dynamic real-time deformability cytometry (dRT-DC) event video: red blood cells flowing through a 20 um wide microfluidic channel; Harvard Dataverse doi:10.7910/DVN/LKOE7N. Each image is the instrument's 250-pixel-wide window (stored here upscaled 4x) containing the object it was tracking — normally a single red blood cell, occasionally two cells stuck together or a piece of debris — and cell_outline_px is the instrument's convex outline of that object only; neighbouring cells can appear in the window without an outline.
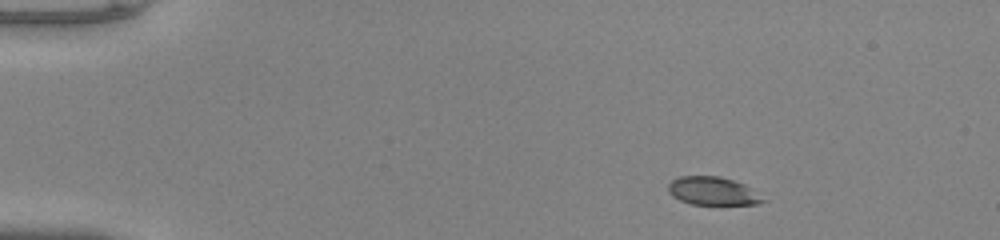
{"species": "common noctule bat (a hibernating species)", "species_latin": "Nyctalus noctula", "temperature_condition": "warm", "stored_images_in_passage": 50, "camera_frame_rate_fps": 3000, "um_per_image_px": 0.085, "animal": {"sex": "male", "body_mass_g": 20.0, "forearm_length_mm": 53.3}, "frame": {"image": 1, "passage_image": 7, "time_ms": 2.0, "image_size_px": [1000, 240], "cell_outline_px": [[768, 200], [760, 204], [692, 204], [680, 200], [672, 196], [668, 192], [668, 184], [672, 180], [680, 176], [720, 176], [744, 184], [752, 188]], "centroid_in_image_um": [60.61, 16.24], "position_along_channel_um": 24.4, "area_um2": 15.66}}
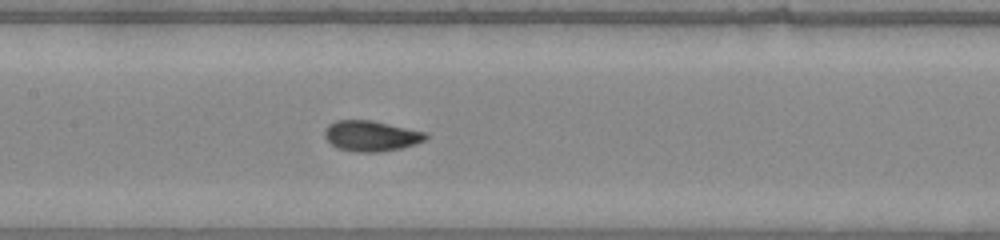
{"frame": {"image": 2, "passage_image": 25, "time_ms": 8.0, "image_size_px": [1000, 240], "cell_outline_px": [[428, 136], [424, 140], [400, 148], [376, 152], [356, 152], [336, 148], [324, 136], [324, 132], [328, 124], [336, 120], [372, 120], [428, 132]], "centroid_in_image_um": [31.52, 11.54], "position_along_channel_um": 175.9, "area_um2": 17.98}}
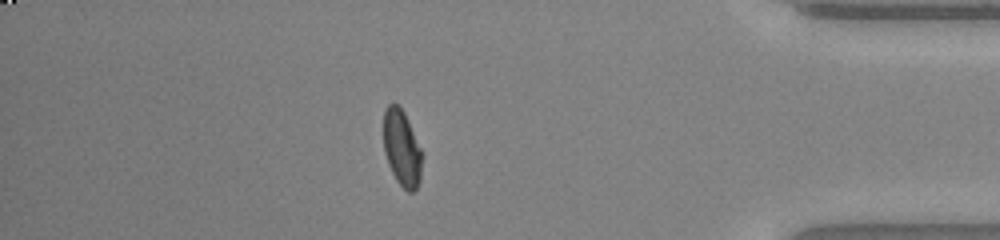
{"frame": {"image": 3, "passage_image": 44, "time_ms": 14.333, "image_size_px": [1000, 240], "cell_outline_px": [[420, 180], [416, 188], [412, 192], [408, 192], [396, 180], [388, 164], [384, 152], [384, 108], [388, 104], [400, 104], [404, 112], [420, 148]], "centroid_in_image_um": [34.12, 12.56], "position_along_channel_um": 401.1, "area_um2": 16.76}, "authors_computed_cell_mechanics": {"area_um2": 17.3978, "velocity_mm_per_s": 4.0823, "shape_relaxation_time_tau1_ms": 3.7697, "shape_relaxation_time_tau2_ms": 0.5554, "deformation_change_tau1": 0.1586, "deformation_change_tau2": 0.0441}}